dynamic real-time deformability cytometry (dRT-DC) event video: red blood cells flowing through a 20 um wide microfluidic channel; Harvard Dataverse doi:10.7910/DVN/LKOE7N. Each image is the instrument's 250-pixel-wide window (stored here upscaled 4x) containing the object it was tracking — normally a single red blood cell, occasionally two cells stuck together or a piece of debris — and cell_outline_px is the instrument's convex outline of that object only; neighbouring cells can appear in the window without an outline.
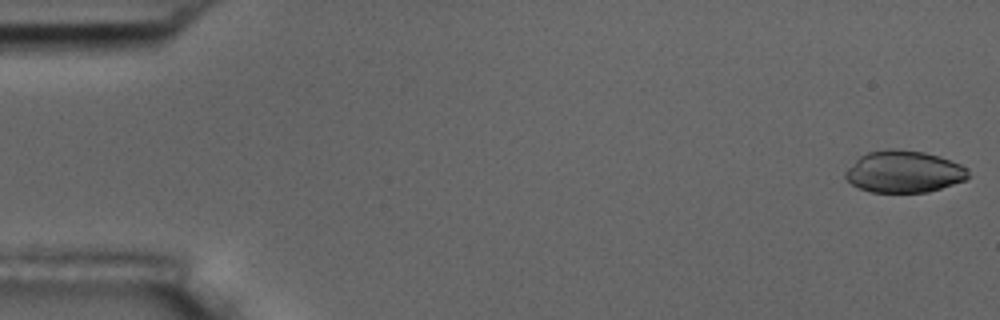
{"species": "common noctule bat (a hibernating species)", "species_latin": "Nyctalus noctula", "temperature_condition": "room temperature", "stored_images_in_passage": 55, "camera_frame_rate_fps": 3000, "um_per_image_px": 0.085, "animal": {"sex": "male", "body_mass_g": 17.5, "forearm_length_mm": 52.3}, "frame": {"image": 1, "passage_image": 1, "time_ms": 0.0, "image_size_px": [1000, 320], "cell_outline_px": [[968, 176], [964, 180], [928, 192], [872, 192], [860, 188], [852, 184], [844, 176], [844, 172], [860, 156], [868, 152], [888, 148], [896, 148], [924, 152], [940, 156], [960, 164], [968, 168]], "centroid_in_image_um": [76.82, 14.58], "position_along_channel_um": 8.2, "area_um2": 29.88}}
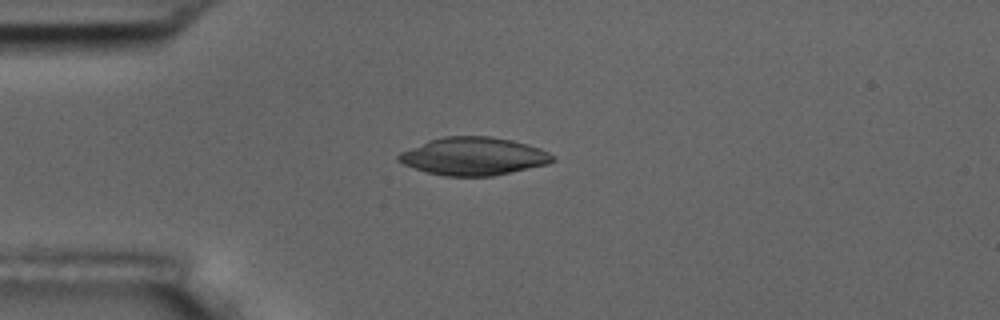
{"frame": {"image": 2, "passage_image": 14, "time_ms": 4.333, "image_size_px": [1000, 320], "cell_outline_px": [[556, 160], [548, 164], [492, 176], [444, 176], [428, 172], [404, 164], [396, 160], [396, 156], [400, 152], [428, 140], [444, 136], [492, 136], [512, 140], [528, 144], [540, 148], [556, 156]], "centroid_in_image_um": [40.27, 13.27], "position_along_channel_um": 44.7, "area_um2": 34.1}}
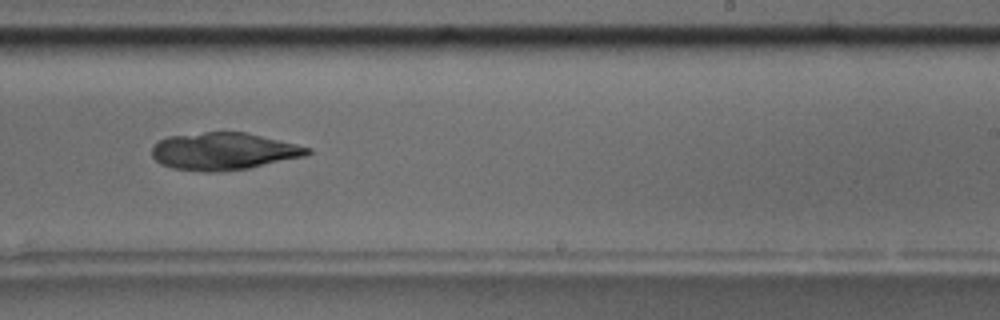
{"frame": {"image": 3, "passage_image": 34, "time_ms": 11.0, "image_size_px": [1000, 320], "cell_outline_px": [[312, 152], [304, 156], [248, 168], [216, 172], [200, 172], [172, 168], [160, 164], [152, 156], [152, 148], [160, 140], [168, 136], [204, 132], [244, 132], [296, 144], [312, 148]], "centroid_in_image_um": [18.98, 12.86], "position_along_channel_um": 270.0, "area_um2": 33.64}}